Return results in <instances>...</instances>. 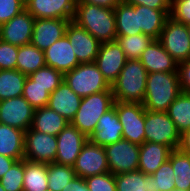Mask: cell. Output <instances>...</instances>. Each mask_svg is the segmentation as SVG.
I'll return each mask as SVG.
<instances>
[{"label": "cell", "instance_id": "6da1fadb", "mask_svg": "<svg viewBox=\"0 0 190 191\" xmlns=\"http://www.w3.org/2000/svg\"><path fill=\"white\" fill-rule=\"evenodd\" d=\"M100 43L116 41V17L114 9L88 3H76L73 20Z\"/></svg>", "mask_w": 190, "mask_h": 191}, {"label": "cell", "instance_id": "7a4b0ae2", "mask_svg": "<svg viewBox=\"0 0 190 191\" xmlns=\"http://www.w3.org/2000/svg\"><path fill=\"white\" fill-rule=\"evenodd\" d=\"M181 92L178 72L148 73L142 104L148 111L167 112Z\"/></svg>", "mask_w": 190, "mask_h": 191}, {"label": "cell", "instance_id": "3957f363", "mask_svg": "<svg viewBox=\"0 0 190 191\" xmlns=\"http://www.w3.org/2000/svg\"><path fill=\"white\" fill-rule=\"evenodd\" d=\"M148 72L139 59L126 60L111 90L114 101L143 103Z\"/></svg>", "mask_w": 190, "mask_h": 191}, {"label": "cell", "instance_id": "277c9868", "mask_svg": "<svg viewBox=\"0 0 190 191\" xmlns=\"http://www.w3.org/2000/svg\"><path fill=\"white\" fill-rule=\"evenodd\" d=\"M113 105L112 91H102L83 97L78 111L70 123L89 138L94 132L99 118Z\"/></svg>", "mask_w": 190, "mask_h": 191}, {"label": "cell", "instance_id": "5b68a950", "mask_svg": "<svg viewBox=\"0 0 190 191\" xmlns=\"http://www.w3.org/2000/svg\"><path fill=\"white\" fill-rule=\"evenodd\" d=\"M64 81L81 98L102 91H112L95 62L80 63L64 74Z\"/></svg>", "mask_w": 190, "mask_h": 191}, {"label": "cell", "instance_id": "8992f818", "mask_svg": "<svg viewBox=\"0 0 190 191\" xmlns=\"http://www.w3.org/2000/svg\"><path fill=\"white\" fill-rule=\"evenodd\" d=\"M145 142H153L178 149L180 132L167 112L145 110Z\"/></svg>", "mask_w": 190, "mask_h": 191}, {"label": "cell", "instance_id": "52a82bcc", "mask_svg": "<svg viewBox=\"0 0 190 191\" xmlns=\"http://www.w3.org/2000/svg\"><path fill=\"white\" fill-rule=\"evenodd\" d=\"M114 105L123 127V139L142 145L145 142V108L143 104L114 101Z\"/></svg>", "mask_w": 190, "mask_h": 191}, {"label": "cell", "instance_id": "ba28073f", "mask_svg": "<svg viewBox=\"0 0 190 191\" xmlns=\"http://www.w3.org/2000/svg\"><path fill=\"white\" fill-rule=\"evenodd\" d=\"M158 40L178 64L190 59V37L187 25L169 17Z\"/></svg>", "mask_w": 190, "mask_h": 191}, {"label": "cell", "instance_id": "9c48e42d", "mask_svg": "<svg viewBox=\"0 0 190 191\" xmlns=\"http://www.w3.org/2000/svg\"><path fill=\"white\" fill-rule=\"evenodd\" d=\"M104 149L110 173L116 175L138 170L140 145L121 139Z\"/></svg>", "mask_w": 190, "mask_h": 191}, {"label": "cell", "instance_id": "30bf717a", "mask_svg": "<svg viewBox=\"0 0 190 191\" xmlns=\"http://www.w3.org/2000/svg\"><path fill=\"white\" fill-rule=\"evenodd\" d=\"M56 154V136L33 130L31 127L25 132L24 159L50 164L55 162Z\"/></svg>", "mask_w": 190, "mask_h": 191}, {"label": "cell", "instance_id": "8fae6325", "mask_svg": "<svg viewBox=\"0 0 190 191\" xmlns=\"http://www.w3.org/2000/svg\"><path fill=\"white\" fill-rule=\"evenodd\" d=\"M34 112L23 96L0 101V123L25 132L32 125Z\"/></svg>", "mask_w": 190, "mask_h": 191}, {"label": "cell", "instance_id": "7c38bea8", "mask_svg": "<svg viewBox=\"0 0 190 191\" xmlns=\"http://www.w3.org/2000/svg\"><path fill=\"white\" fill-rule=\"evenodd\" d=\"M72 167L76 177H81L83 179L109 172L104 147L95 145L88 140Z\"/></svg>", "mask_w": 190, "mask_h": 191}, {"label": "cell", "instance_id": "4fadbf2b", "mask_svg": "<svg viewBox=\"0 0 190 191\" xmlns=\"http://www.w3.org/2000/svg\"><path fill=\"white\" fill-rule=\"evenodd\" d=\"M57 154L54 163L73 166L83 146L89 140L73 124H69L56 136Z\"/></svg>", "mask_w": 190, "mask_h": 191}, {"label": "cell", "instance_id": "5bb4252c", "mask_svg": "<svg viewBox=\"0 0 190 191\" xmlns=\"http://www.w3.org/2000/svg\"><path fill=\"white\" fill-rule=\"evenodd\" d=\"M65 36L69 39L79 63L95 62L101 44L96 38L74 21H69Z\"/></svg>", "mask_w": 190, "mask_h": 191}, {"label": "cell", "instance_id": "9a60e30c", "mask_svg": "<svg viewBox=\"0 0 190 191\" xmlns=\"http://www.w3.org/2000/svg\"><path fill=\"white\" fill-rule=\"evenodd\" d=\"M126 60V56L120 45L117 41H112L100 44L95 63L99 71L103 74V77L112 85L120 74Z\"/></svg>", "mask_w": 190, "mask_h": 191}, {"label": "cell", "instance_id": "2e32d148", "mask_svg": "<svg viewBox=\"0 0 190 191\" xmlns=\"http://www.w3.org/2000/svg\"><path fill=\"white\" fill-rule=\"evenodd\" d=\"M35 18L25 9L0 26V39L15 46L31 44Z\"/></svg>", "mask_w": 190, "mask_h": 191}, {"label": "cell", "instance_id": "e0dca14e", "mask_svg": "<svg viewBox=\"0 0 190 191\" xmlns=\"http://www.w3.org/2000/svg\"><path fill=\"white\" fill-rule=\"evenodd\" d=\"M77 0H30L25 9L35 19H66L73 20Z\"/></svg>", "mask_w": 190, "mask_h": 191}, {"label": "cell", "instance_id": "ac0fdd59", "mask_svg": "<svg viewBox=\"0 0 190 191\" xmlns=\"http://www.w3.org/2000/svg\"><path fill=\"white\" fill-rule=\"evenodd\" d=\"M69 20L58 18L35 19L31 44L40 50H46L65 35Z\"/></svg>", "mask_w": 190, "mask_h": 191}, {"label": "cell", "instance_id": "d6986e66", "mask_svg": "<svg viewBox=\"0 0 190 191\" xmlns=\"http://www.w3.org/2000/svg\"><path fill=\"white\" fill-rule=\"evenodd\" d=\"M123 127L113 105L98 120L94 132L88 138L95 145L106 147L123 139Z\"/></svg>", "mask_w": 190, "mask_h": 191}, {"label": "cell", "instance_id": "ffe728a7", "mask_svg": "<svg viewBox=\"0 0 190 191\" xmlns=\"http://www.w3.org/2000/svg\"><path fill=\"white\" fill-rule=\"evenodd\" d=\"M44 56L45 64L58 70L63 75L80 64L69 39L65 35L44 50Z\"/></svg>", "mask_w": 190, "mask_h": 191}, {"label": "cell", "instance_id": "44dd1931", "mask_svg": "<svg viewBox=\"0 0 190 191\" xmlns=\"http://www.w3.org/2000/svg\"><path fill=\"white\" fill-rule=\"evenodd\" d=\"M148 73L178 72V63L163 48L158 39H154L139 57Z\"/></svg>", "mask_w": 190, "mask_h": 191}, {"label": "cell", "instance_id": "7402d4cb", "mask_svg": "<svg viewBox=\"0 0 190 191\" xmlns=\"http://www.w3.org/2000/svg\"><path fill=\"white\" fill-rule=\"evenodd\" d=\"M81 100L82 98L63 80V82L50 93L47 106L71 122L78 111Z\"/></svg>", "mask_w": 190, "mask_h": 191}, {"label": "cell", "instance_id": "603a6c76", "mask_svg": "<svg viewBox=\"0 0 190 191\" xmlns=\"http://www.w3.org/2000/svg\"><path fill=\"white\" fill-rule=\"evenodd\" d=\"M172 149L166 145L144 142L139 149L138 170L145 175H152L165 161L169 159Z\"/></svg>", "mask_w": 190, "mask_h": 191}, {"label": "cell", "instance_id": "cb8c5ba5", "mask_svg": "<svg viewBox=\"0 0 190 191\" xmlns=\"http://www.w3.org/2000/svg\"><path fill=\"white\" fill-rule=\"evenodd\" d=\"M170 17V10L151 9L138 5V29L143 34L159 39L166 20Z\"/></svg>", "mask_w": 190, "mask_h": 191}, {"label": "cell", "instance_id": "d4e9b609", "mask_svg": "<svg viewBox=\"0 0 190 191\" xmlns=\"http://www.w3.org/2000/svg\"><path fill=\"white\" fill-rule=\"evenodd\" d=\"M25 131L0 123V154L18 160L24 159Z\"/></svg>", "mask_w": 190, "mask_h": 191}, {"label": "cell", "instance_id": "484cf974", "mask_svg": "<svg viewBox=\"0 0 190 191\" xmlns=\"http://www.w3.org/2000/svg\"><path fill=\"white\" fill-rule=\"evenodd\" d=\"M69 121L48 106L35 109L31 128L52 136H57Z\"/></svg>", "mask_w": 190, "mask_h": 191}, {"label": "cell", "instance_id": "4316f807", "mask_svg": "<svg viewBox=\"0 0 190 191\" xmlns=\"http://www.w3.org/2000/svg\"><path fill=\"white\" fill-rule=\"evenodd\" d=\"M117 36L142 34L138 29V5H130L121 1L115 8Z\"/></svg>", "mask_w": 190, "mask_h": 191}, {"label": "cell", "instance_id": "83f0119b", "mask_svg": "<svg viewBox=\"0 0 190 191\" xmlns=\"http://www.w3.org/2000/svg\"><path fill=\"white\" fill-rule=\"evenodd\" d=\"M48 164L24 159L23 191L48 190Z\"/></svg>", "mask_w": 190, "mask_h": 191}, {"label": "cell", "instance_id": "f1b7e54d", "mask_svg": "<svg viewBox=\"0 0 190 191\" xmlns=\"http://www.w3.org/2000/svg\"><path fill=\"white\" fill-rule=\"evenodd\" d=\"M45 65L43 50L38 49L32 44L18 47L16 69L21 73L29 76Z\"/></svg>", "mask_w": 190, "mask_h": 191}, {"label": "cell", "instance_id": "f546056e", "mask_svg": "<svg viewBox=\"0 0 190 191\" xmlns=\"http://www.w3.org/2000/svg\"><path fill=\"white\" fill-rule=\"evenodd\" d=\"M169 160L175 175V189L190 191V154L173 149Z\"/></svg>", "mask_w": 190, "mask_h": 191}, {"label": "cell", "instance_id": "4dcf8cb0", "mask_svg": "<svg viewBox=\"0 0 190 191\" xmlns=\"http://www.w3.org/2000/svg\"><path fill=\"white\" fill-rule=\"evenodd\" d=\"M26 79L17 69L0 70V101L22 96Z\"/></svg>", "mask_w": 190, "mask_h": 191}, {"label": "cell", "instance_id": "1f68e13d", "mask_svg": "<svg viewBox=\"0 0 190 191\" xmlns=\"http://www.w3.org/2000/svg\"><path fill=\"white\" fill-rule=\"evenodd\" d=\"M167 113L180 134L190 129V93L182 91L169 105Z\"/></svg>", "mask_w": 190, "mask_h": 191}, {"label": "cell", "instance_id": "d6a6232c", "mask_svg": "<svg viewBox=\"0 0 190 191\" xmlns=\"http://www.w3.org/2000/svg\"><path fill=\"white\" fill-rule=\"evenodd\" d=\"M154 39L146 34L117 36L116 41L124 51L126 59H139L142 52Z\"/></svg>", "mask_w": 190, "mask_h": 191}, {"label": "cell", "instance_id": "836d02e7", "mask_svg": "<svg viewBox=\"0 0 190 191\" xmlns=\"http://www.w3.org/2000/svg\"><path fill=\"white\" fill-rule=\"evenodd\" d=\"M174 177V171L168 159L152 175L148 176V188L152 191H172L175 189Z\"/></svg>", "mask_w": 190, "mask_h": 191}, {"label": "cell", "instance_id": "e575fe53", "mask_svg": "<svg viewBox=\"0 0 190 191\" xmlns=\"http://www.w3.org/2000/svg\"><path fill=\"white\" fill-rule=\"evenodd\" d=\"M76 177L72 166L57 163L48 164V190L62 191V189Z\"/></svg>", "mask_w": 190, "mask_h": 191}, {"label": "cell", "instance_id": "d590c367", "mask_svg": "<svg viewBox=\"0 0 190 191\" xmlns=\"http://www.w3.org/2000/svg\"><path fill=\"white\" fill-rule=\"evenodd\" d=\"M33 85L47 88L52 93L64 80V75L58 70L45 65L28 76Z\"/></svg>", "mask_w": 190, "mask_h": 191}, {"label": "cell", "instance_id": "8d00e7d4", "mask_svg": "<svg viewBox=\"0 0 190 191\" xmlns=\"http://www.w3.org/2000/svg\"><path fill=\"white\" fill-rule=\"evenodd\" d=\"M148 176L140 170L115 175L117 191H135L137 188H148Z\"/></svg>", "mask_w": 190, "mask_h": 191}, {"label": "cell", "instance_id": "74e56055", "mask_svg": "<svg viewBox=\"0 0 190 191\" xmlns=\"http://www.w3.org/2000/svg\"><path fill=\"white\" fill-rule=\"evenodd\" d=\"M24 159L16 161L2 176L0 183L5 191H23Z\"/></svg>", "mask_w": 190, "mask_h": 191}, {"label": "cell", "instance_id": "f35d334b", "mask_svg": "<svg viewBox=\"0 0 190 191\" xmlns=\"http://www.w3.org/2000/svg\"><path fill=\"white\" fill-rule=\"evenodd\" d=\"M22 96L32 107L37 109L47 106L50 93L47 91V88L33 85V81L27 76Z\"/></svg>", "mask_w": 190, "mask_h": 191}, {"label": "cell", "instance_id": "ab89813d", "mask_svg": "<svg viewBox=\"0 0 190 191\" xmlns=\"http://www.w3.org/2000/svg\"><path fill=\"white\" fill-rule=\"evenodd\" d=\"M89 191H117L115 175L107 172L85 178Z\"/></svg>", "mask_w": 190, "mask_h": 191}, {"label": "cell", "instance_id": "60d3db41", "mask_svg": "<svg viewBox=\"0 0 190 191\" xmlns=\"http://www.w3.org/2000/svg\"><path fill=\"white\" fill-rule=\"evenodd\" d=\"M18 46L0 39V70L16 69Z\"/></svg>", "mask_w": 190, "mask_h": 191}, {"label": "cell", "instance_id": "b9f144b4", "mask_svg": "<svg viewBox=\"0 0 190 191\" xmlns=\"http://www.w3.org/2000/svg\"><path fill=\"white\" fill-rule=\"evenodd\" d=\"M25 10L21 0H0V26Z\"/></svg>", "mask_w": 190, "mask_h": 191}, {"label": "cell", "instance_id": "7bdbcfd3", "mask_svg": "<svg viewBox=\"0 0 190 191\" xmlns=\"http://www.w3.org/2000/svg\"><path fill=\"white\" fill-rule=\"evenodd\" d=\"M170 17L185 25H190V0H174L170 5Z\"/></svg>", "mask_w": 190, "mask_h": 191}, {"label": "cell", "instance_id": "ee69618b", "mask_svg": "<svg viewBox=\"0 0 190 191\" xmlns=\"http://www.w3.org/2000/svg\"><path fill=\"white\" fill-rule=\"evenodd\" d=\"M177 71L181 90L190 93V59L179 63Z\"/></svg>", "mask_w": 190, "mask_h": 191}, {"label": "cell", "instance_id": "f6af8a7d", "mask_svg": "<svg viewBox=\"0 0 190 191\" xmlns=\"http://www.w3.org/2000/svg\"><path fill=\"white\" fill-rule=\"evenodd\" d=\"M130 5H142L151 9L170 10V2L168 0H123Z\"/></svg>", "mask_w": 190, "mask_h": 191}, {"label": "cell", "instance_id": "bcb514c9", "mask_svg": "<svg viewBox=\"0 0 190 191\" xmlns=\"http://www.w3.org/2000/svg\"><path fill=\"white\" fill-rule=\"evenodd\" d=\"M62 191H89L85 179L75 177L72 182L68 183Z\"/></svg>", "mask_w": 190, "mask_h": 191}, {"label": "cell", "instance_id": "7dc6e473", "mask_svg": "<svg viewBox=\"0 0 190 191\" xmlns=\"http://www.w3.org/2000/svg\"><path fill=\"white\" fill-rule=\"evenodd\" d=\"M121 1L123 0H77L76 3H88L108 9H114Z\"/></svg>", "mask_w": 190, "mask_h": 191}, {"label": "cell", "instance_id": "c3c4849f", "mask_svg": "<svg viewBox=\"0 0 190 191\" xmlns=\"http://www.w3.org/2000/svg\"><path fill=\"white\" fill-rule=\"evenodd\" d=\"M178 149L184 153L190 154V129H187L180 134Z\"/></svg>", "mask_w": 190, "mask_h": 191}, {"label": "cell", "instance_id": "681fc988", "mask_svg": "<svg viewBox=\"0 0 190 191\" xmlns=\"http://www.w3.org/2000/svg\"><path fill=\"white\" fill-rule=\"evenodd\" d=\"M16 161V159L9 158L0 154V179L2 176H4V174H6V172Z\"/></svg>", "mask_w": 190, "mask_h": 191}, {"label": "cell", "instance_id": "f907efd6", "mask_svg": "<svg viewBox=\"0 0 190 191\" xmlns=\"http://www.w3.org/2000/svg\"><path fill=\"white\" fill-rule=\"evenodd\" d=\"M135 191H152L149 188H137Z\"/></svg>", "mask_w": 190, "mask_h": 191}, {"label": "cell", "instance_id": "816d5d0a", "mask_svg": "<svg viewBox=\"0 0 190 191\" xmlns=\"http://www.w3.org/2000/svg\"><path fill=\"white\" fill-rule=\"evenodd\" d=\"M0 191H5V189L3 188V186L0 183Z\"/></svg>", "mask_w": 190, "mask_h": 191}, {"label": "cell", "instance_id": "f5cc1de1", "mask_svg": "<svg viewBox=\"0 0 190 191\" xmlns=\"http://www.w3.org/2000/svg\"><path fill=\"white\" fill-rule=\"evenodd\" d=\"M24 4H26L30 0H21Z\"/></svg>", "mask_w": 190, "mask_h": 191}, {"label": "cell", "instance_id": "db71d44e", "mask_svg": "<svg viewBox=\"0 0 190 191\" xmlns=\"http://www.w3.org/2000/svg\"><path fill=\"white\" fill-rule=\"evenodd\" d=\"M188 31H189V37H190V25H187Z\"/></svg>", "mask_w": 190, "mask_h": 191}]
</instances>
